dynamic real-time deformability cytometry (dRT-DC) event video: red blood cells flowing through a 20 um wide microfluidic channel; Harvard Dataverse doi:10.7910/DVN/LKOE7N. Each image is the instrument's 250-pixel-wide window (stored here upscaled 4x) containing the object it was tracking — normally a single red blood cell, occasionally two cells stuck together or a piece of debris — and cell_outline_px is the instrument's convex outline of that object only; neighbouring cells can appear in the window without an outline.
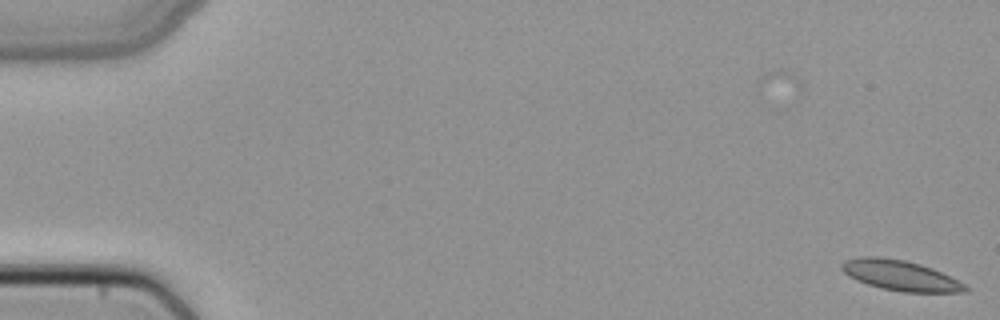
{"species": "common noctule bat (a hibernating species)", "species_latin": "Nyctalus noctula", "temperature_condition": "cold", "stored_images_in_passage": 52, "camera_frame_rate_fps": 3000, "um_per_image_px": 0.085, "animal": {"sex": "female", "body_mass_g": 22.7, "forearm_length_mm": 54.2}, "frame": {"image": 1, "passage_image": 1, "time_ms": 0.0, "image_size_px": [1000, 320], "cell_outline_px": [[968, 292], [904, 292], [880, 288], [856, 280], [848, 276], [840, 268], [840, 264], [844, 260], [860, 256], [880, 256], [904, 260], [920, 264], [932, 268], [964, 284], [968, 288]], "centroid_in_image_um": [76.46, 23.4], "position_along_channel_um": 8.5, "area_um2": 21.79}}
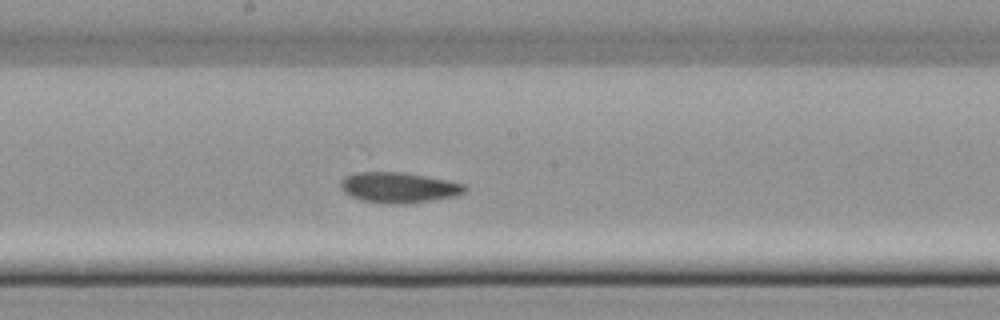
{"frame": {"image": 2, "passage_image": 28, "time_ms": 9.0, "image_size_px": [1000, 320], "cell_outline_px": [[468, 188], [464, 192], [456, 196], [432, 200], [404, 204], [388, 204], [360, 200], [344, 192], [340, 188], [340, 180], [344, 176], [356, 172], [400, 172], [448, 180], [464, 184]], "centroid_in_image_um": [33.86, 15.94], "position_along_channel_um": 214.3, "area_um2": 22.14}}
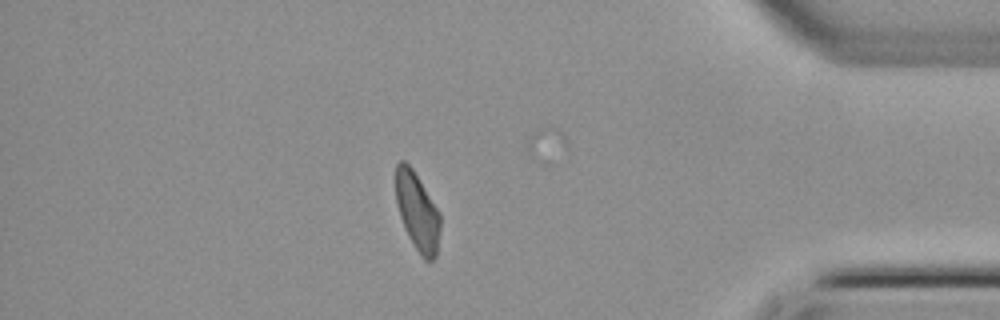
{"frame": {"image": 3, "passage_image": 44, "time_ms": 14.333, "image_size_px": [1000, 320], "cell_outline_px": [[440, 228], [436, 256], [432, 260], [424, 260], [420, 256], [408, 236], [404, 228], [400, 216], [396, 200], [396, 164], [400, 160], [404, 160], [412, 168], [440, 212]], "centroid_in_image_um": [35.47, 17.99], "position_along_channel_um": 399.7, "area_um2": 20.17}}